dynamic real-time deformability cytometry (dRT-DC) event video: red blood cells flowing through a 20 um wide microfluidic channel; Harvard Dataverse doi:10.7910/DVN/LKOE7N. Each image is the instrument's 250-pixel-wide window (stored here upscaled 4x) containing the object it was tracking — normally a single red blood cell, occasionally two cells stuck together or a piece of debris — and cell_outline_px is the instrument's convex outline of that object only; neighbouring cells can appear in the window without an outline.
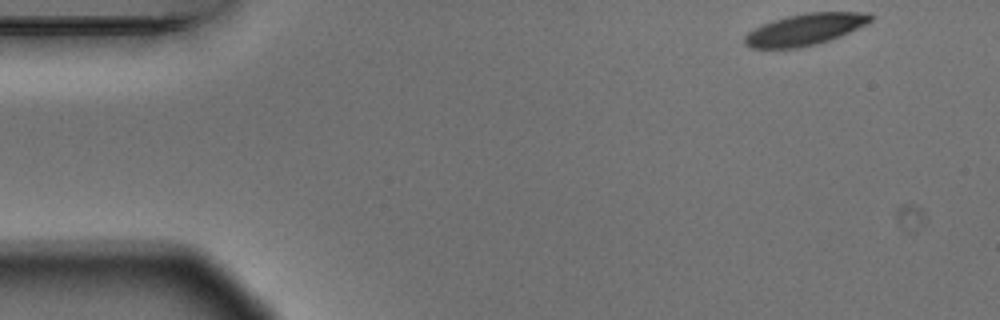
{"species": "Egyptian fruit bat (a non-hibernating species)", "species_latin": "Rousettus aegyptiacus", "temperature_condition": "warm", "stored_images_in_passage": 4, "camera_frame_rate_fps": 3000, "um_per_image_px": 0.085, "animal": {"sex": "male"}, "frame": {"image": 1, "passage_image": 1, "time_ms": 0.0, "image_size_px": [1000, 320], "cell_outline_px": [[872, 20], [840, 36], [816, 44], [800, 48], [752, 48], [744, 44], [744, 36], [748, 32], [772, 20], [788, 16], [808, 12], [868, 12], [872, 16]], "centroid_in_image_um": [68.4, 2.5], "position_along_channel_um": 16.6, "area_um2": 22.83}}
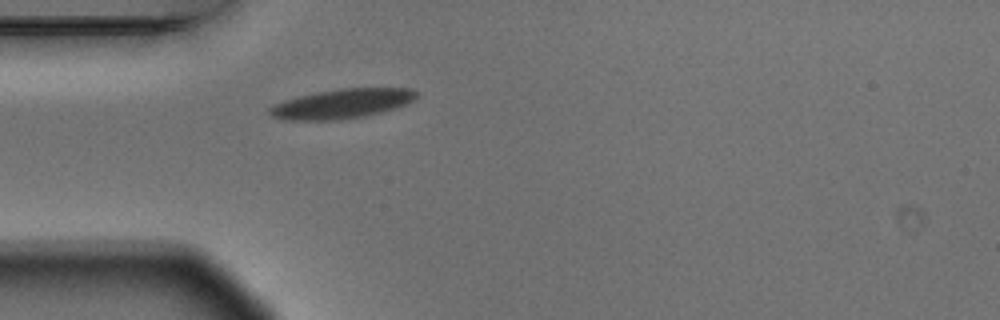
{"frame": {"image": 2, "passage_image": 4, "time_ms": 1.0, "image_size_px": [1000, 320], "cell_outline_px": [[420, 92], [412, 100], [396, 108], [364, 116], [340, 120], [284, 120], [272, 116], [268, 112], [268, 108], [284, 100], [316, 92], [340, 88], [412, 88]], "centroid_in_image_um": [29.07, 8.81], "position_along_channel_um": 55.9, "area_um2": 25.2}}